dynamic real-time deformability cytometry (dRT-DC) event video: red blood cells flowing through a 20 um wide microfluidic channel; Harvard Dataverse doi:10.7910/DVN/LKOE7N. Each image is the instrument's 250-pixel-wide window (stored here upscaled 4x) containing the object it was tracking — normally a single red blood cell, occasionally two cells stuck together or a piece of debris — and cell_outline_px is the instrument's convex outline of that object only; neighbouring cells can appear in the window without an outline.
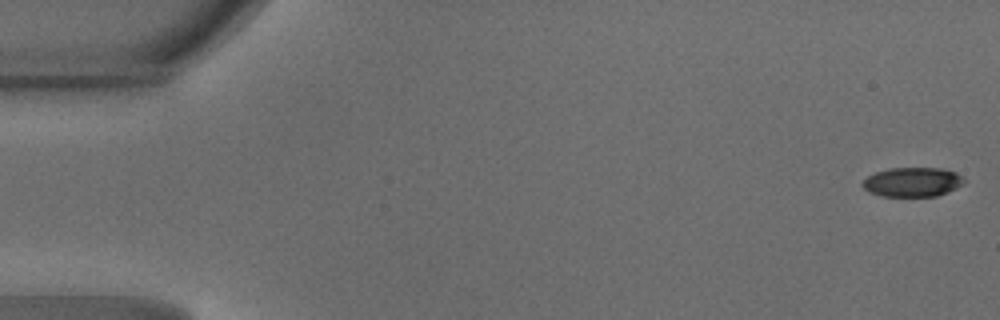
{"species": "common noctule bat (a hibernating species)", "species_latin": "Nyctalus noctula", "temperature_condition": "warm", "stored_images_in_passage": 47, "camera_frame_rate_fps": 3000, "um_per_image_px": 0.085, "animal": {"sex": "male", "body_mass_g": 18.8}, "frame": {"image": 1, "passage_image": 1, "time_ms": 0.0, "image_size_px": [1000, 320], "cell_outline_px": [[964, 180], [956, 188], [948, 192], [936, 196], [884, 196], [868, 192], [860, 184], [868, 176], [876, 172], [892, 168], [940, 168], [956, 172]], "centroid_in_image_um": [77.53, 15.47], "position_along_channel_um": 7.5, "area_um2": 17.17}}
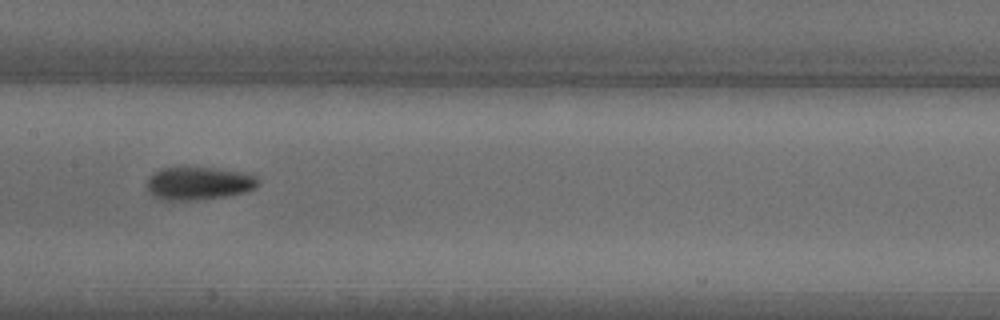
{"frame": {"image": 2, "passage_image": 24, "time_ms": 7.667, "image_size_px": [1000, 320], "cell_outline_px": [[260, 184], [256, 188], [244, 192], [224, 196], [188, 200], [164, 200], [148, 192], [148, 176], [152, 172], [160, 168], [180, 164], [216, 168], [244, 172], [256, 176], [260, 180]], "centroid_in_image_um": [16.87, 15.52], "position_along_channel_um": 190.5, "area_um2": 22.08}}
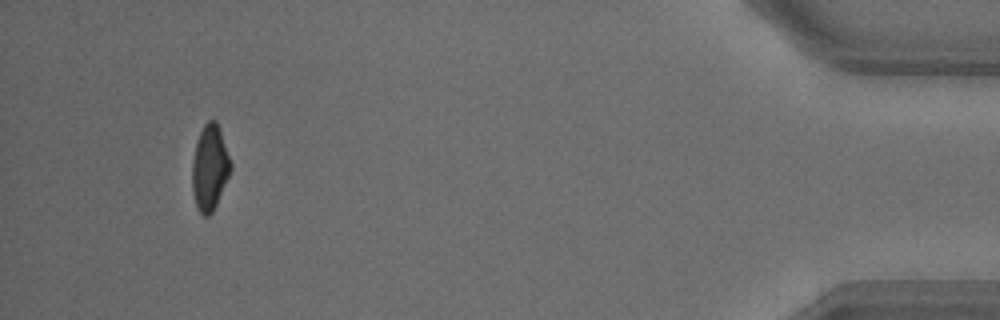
{"frame": {"image": 3, "passage_image": 45, "time_ms": 14.667, "image_size_px": [1000, 320], "cell_outline_px": [[232, 168], [216, 204], [212, 212], [208, 216], [204, 216], [196, 208], [192, 192], [192, 160], [196, 144], [200, 132], [204, 124], [208, 120], [216, 120], [220, 128], [232, 164]], "centroid_in_image_um": [17.82, 14.24], "position_along_channel_um": 417.4, "area_um2": 19.19}}